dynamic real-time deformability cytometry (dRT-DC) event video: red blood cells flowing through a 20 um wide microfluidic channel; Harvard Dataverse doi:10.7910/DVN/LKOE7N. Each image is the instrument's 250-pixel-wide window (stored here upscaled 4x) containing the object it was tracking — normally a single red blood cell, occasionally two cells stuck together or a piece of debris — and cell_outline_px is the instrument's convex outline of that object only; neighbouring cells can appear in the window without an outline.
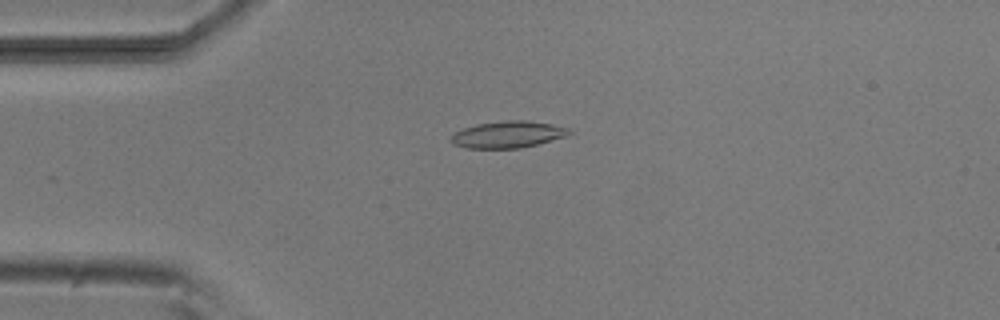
{"species": "common noctule bat (a hibernating species)", "species_latin": "Nyctalus noctula", "temperature_condition": "room temperature", "stored_images_in_passage": 37, "camera_frame_rate_fps": 3000, "um_per_image_px": 0.085, "animal": {"sex": "male", "body_mass_g": 20.5, "forearm_length_mm": 52.5}, "frame": {"image": 1, "passage_image": 9, "time_ms": 2.667, "image_size_px": [1000, 320], "cell_outline_px": [[572, 132], [564, 136], [536, 144], [520, 148], [464, 148], [452, 144], [448, 140], [448, 136], [464, 128], [476, 124], [504, 120], [524, 120], [552, 124], [568, 128]], "centroid_in_image_um": [43.08, 11.43], "position_along_channel_um": 41.9, "area_um2": 18.38}}
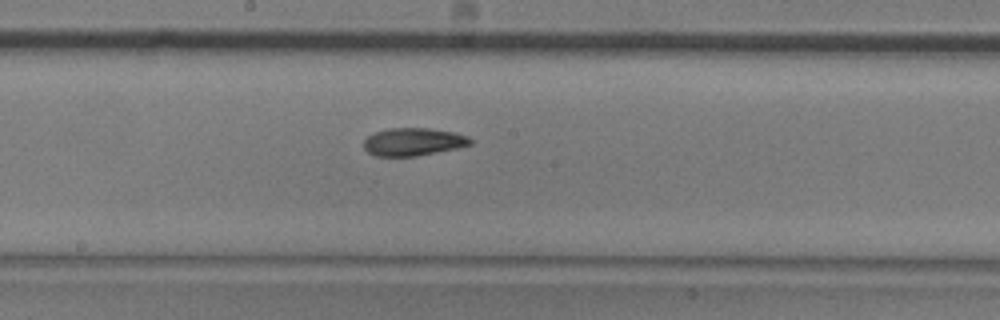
{"frame": {"image": 2, "passage_image": 24, "time_ms": 7.667, "image_size_px": [1000, 320], "cell_outline_px": [[472, 144], [456, 148], [416, 156], [376, 156], [368, 152], [364, 148], [364, 140], [368, 136], [376, 132], [388, 128], [428, 128], [452, 132], [468, 136], [472, 140]], "centroid_in_image_um": [35.11, 12.05], "position_along_channel_um": 213.1, "area_um2": 17.11}}
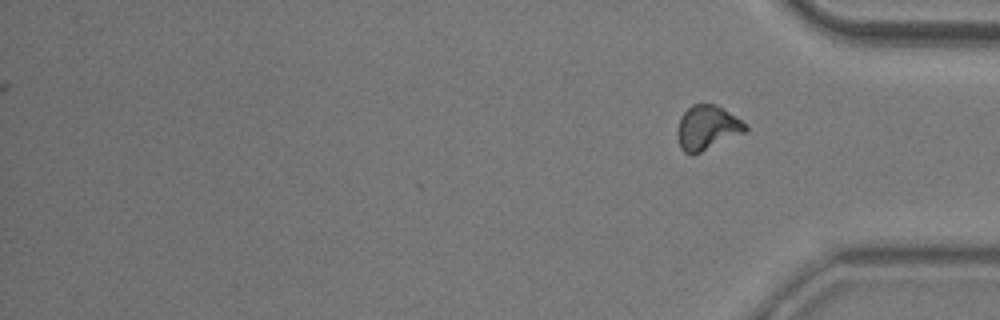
{"frame": {"image": 3, "passage_image": 37, "time_ms": 12.0, "image_size_px": [1000, 320], "cell_outline_px": [[748, 132], [700, 152], [684, 152], [680, 148], [676, 136], [680, 120], [684, 112], [692, 104], [716, 104], [748, 124]], "centroid_in_image_um": [60.15, 10.84], "position_along_channel_um": 375.0, "area_um2": 17.57}, "authors_computed_cell_mechanics": {"area_um2": 17.5134, "velocity_mm_per_s": 3.8406, "shape_relaxation_time_tau1_ms": 8.9939, "shape_relaxation_time_tau2_ms": 6.3412, "deformation_change_tau1": 0.2009, "deformation_change_tau2": 0.1321}}